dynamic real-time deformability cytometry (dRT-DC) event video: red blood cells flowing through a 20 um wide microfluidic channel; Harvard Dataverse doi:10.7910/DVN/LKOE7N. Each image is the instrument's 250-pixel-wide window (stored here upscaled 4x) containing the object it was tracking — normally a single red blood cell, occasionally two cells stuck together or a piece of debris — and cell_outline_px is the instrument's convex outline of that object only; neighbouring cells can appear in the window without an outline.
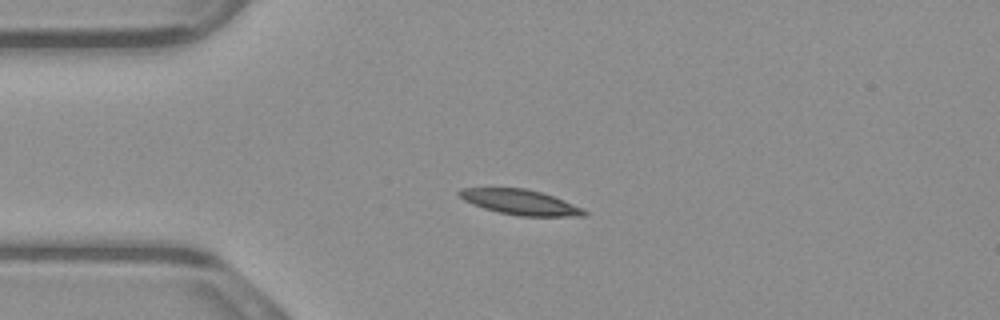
{"species": "common noctule bat (a hibernating species)", "species_latin": "Nyctalus noctula", "temperature_condition": "warm", "stored_images_in_passage": 9, "camera_frame_rate_fps": 3000, "um_per_image_px": 0.085, "animal": {"sex": "male", "body_mass_g": 23.1, "forearm_length_mm": 52.7}, "frame": {"image": 1, "passage_image": 1, "time_ms": 0.0, "image_size_px": [1000, 320], "cell_outline_px": [[588, 216], [516, 216], [484, 208], [472, 204], [464, 200], [456, 192], [460, 188], [524, 188], [540, 192], [564, 200], [584, 208], [588, 212]], "centroid_in_image_um": [44.25, 17.19], "position_along_channel_um": 40.8, "area_um2": 18.32}}